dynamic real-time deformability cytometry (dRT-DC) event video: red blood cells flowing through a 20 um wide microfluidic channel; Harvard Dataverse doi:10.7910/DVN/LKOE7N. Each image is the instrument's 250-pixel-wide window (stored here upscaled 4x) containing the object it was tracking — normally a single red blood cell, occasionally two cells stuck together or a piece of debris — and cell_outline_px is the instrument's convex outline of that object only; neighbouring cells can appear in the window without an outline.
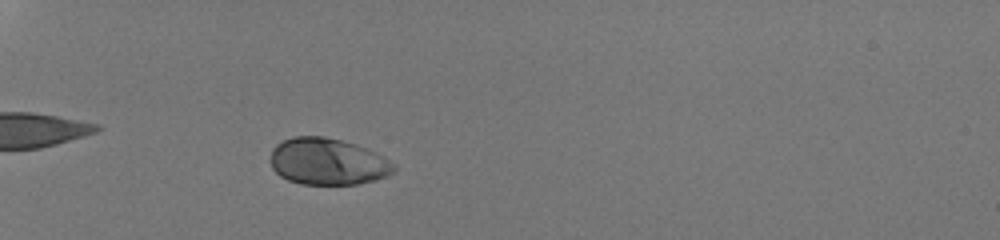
{"species": "human", "species_latin": "Homo sapiens", "temperature_condition": "room temperature", "stored_images_in_passage": 51, "camera_frame_rate_fps": 3000, "um_per_image_px": 0.085, "donor": {"sex": "male"}, "frame": {"image": 1, "passage_image": 21, "time_ms": 6.667, "image_size_px": [1000, 240], "cell_outline_px": [[396, 172], [388, 176], [376, 180], [356, 184], [300, 184], [288, 180], [280, 176], [272, 168], [272, 148], [276, 144], [292, 136], [324, 136], [356, 144], [376, 152], [384, 156], [396, 164]], "centroid_in_image_um": [27.9, 13.74], "position_along_channel_um": 57.1, "area_um2": 33.87}}
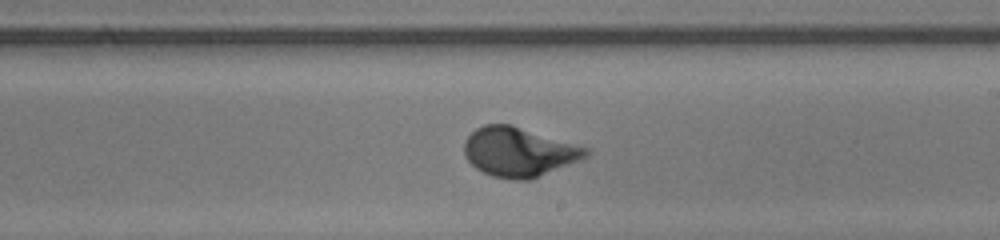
{"frame": {"image": 2, "passage_image": 37, "time_ms": 12.0, "image_size_px": [1000, 240], "cell_outline_px": [[588, 156], [580, 160], [528, 180], [516, 180], [492, 176], [476, 168], [464, 156], [464, 140], [476, 128], [484, 124], [512, 124], [588, 148]], "centroid_in_image_um": [44.07, 12.9], "position_along_channel_um": 244.9, "area_um2": 34.74}}
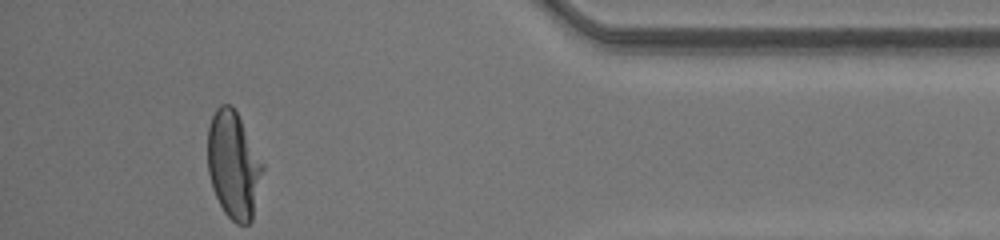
{"frame": {"image": 3, "passage_image": 51, "time_ms": 16.667, "image_size_px": [1000, 240], "cell_outline_px": [[264, 168], [252, 220], [248, 224], [236, 224], [224, 212], [212, 188], [208, 172], [208, 128], [212, 116], [216, 108], [220, 104], [232, 104], [264, 164]], "centroid_in_image_um": [19.85, 14.03], "position_along_channel_um": 415.4, "area_um2": 34.28}, "authors_computed_cell_mechanics": {"area_um2": 34.969, "velocity_mm_per_s": 4.248, "shape_relaxation_time_tau1_ms": 2.4793, "shape_relaxation_time_tau2_ms": null, "deformation_change_tau1": 0.1529, "deformation_change_tau2": null}}